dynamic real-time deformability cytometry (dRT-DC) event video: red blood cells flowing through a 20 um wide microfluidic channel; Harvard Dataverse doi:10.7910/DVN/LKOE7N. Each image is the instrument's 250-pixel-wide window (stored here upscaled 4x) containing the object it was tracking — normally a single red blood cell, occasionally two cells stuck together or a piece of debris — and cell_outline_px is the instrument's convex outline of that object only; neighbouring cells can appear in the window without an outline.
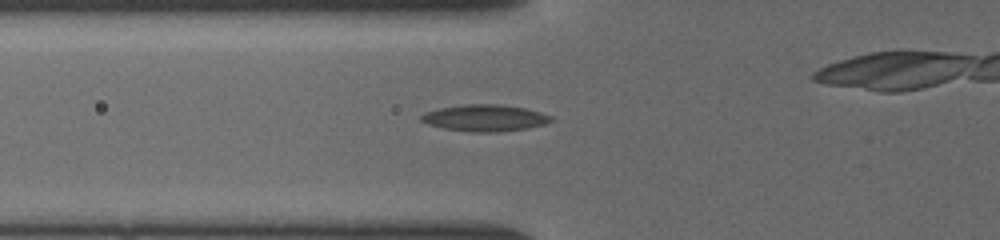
{"species": "common noctule bat (a hibernating species)", "species_latin": "Nyctalus noctula", "temperature_condition": "cold", "stored_images_in_passage": 10, "camera_frame_rate_fps": 3000, "um_per_image_px": 0.085, "animal": {"sex": "female", "body_mass_g": 19.5, "forearm_length_mm": 54.1}, "frame": {"image": 1, "passage_image": 5, "time_ms": 3.333, "image_size_px": [1000, 240], "cell_outline_px": [[556, 120], [544, 124], [528, 128], [496, 132], [472, 132], [444, 128], [428, 124], [420, 120], [420, 116], [424, 112], [440, 108], [464, 104], [500, 104], [524, 108], [540, 112], [552, 116]], "centroid_in_image_um": [41.23, 10.02], "position_along_channel_um": 84.6, "area_um2": 20.17}}
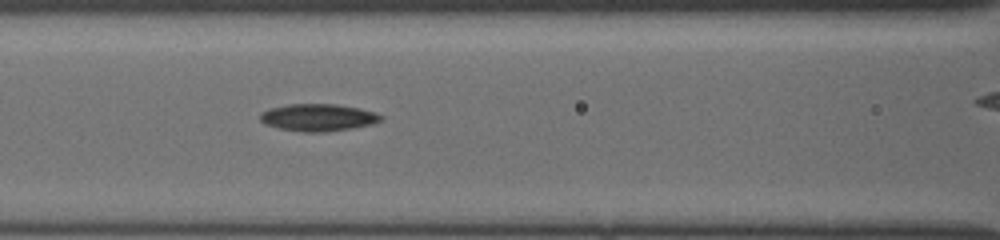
{"frame": {"image": 2, "passage_image": 7, "time_ms": 4.667, "image_size_px": [1000, 240], "cell_outline_px": [[384, 116], [380, 120], [368, 124], [348, 128], [324, 132], [304, 132], [280, 128], [268, 124], [260, 120], [260, 116], [264, 112], [272, 108], [288, 104], [336, 104], [360, 108], [376, 112]], "centroid_in_image_um": [27.06, 9.97], "position_along_channel_um": 139.5, "area_um2": 18.67}}
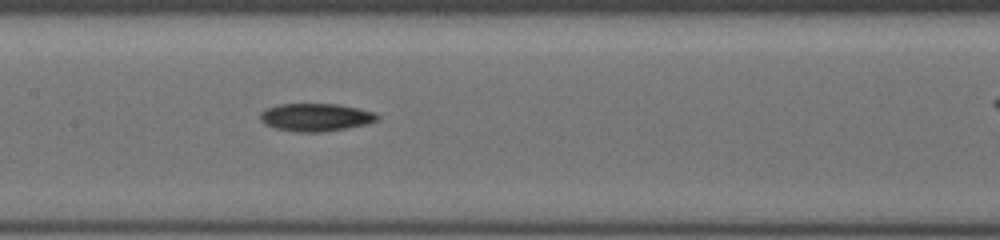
{"frame": {"image": 3, "passage_image": 9, "time_ms": 5.667, "image_size_px": [1000, 240], "cell_outline_px": [[380, 116], [376, 120], [368, 124], [324, 132], [296, 132], [276, 128], [264, 124], [260, 120], [260, 112], [264, 108], [280, 104], [336, 104], [356, 108], [372, 112]], "centroid_in_image_um": [26.79, 9.97], "position_along_channel_um": 180.6, "area_um2": 18.96}}